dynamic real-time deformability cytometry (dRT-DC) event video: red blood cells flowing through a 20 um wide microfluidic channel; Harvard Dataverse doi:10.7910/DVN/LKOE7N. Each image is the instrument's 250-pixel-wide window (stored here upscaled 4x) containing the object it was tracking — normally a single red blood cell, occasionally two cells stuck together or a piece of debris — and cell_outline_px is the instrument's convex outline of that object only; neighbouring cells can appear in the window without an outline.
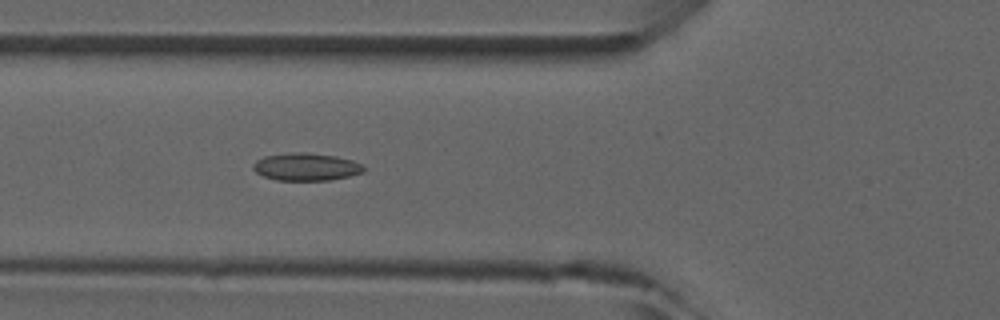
{"species": "common noctule bat (a hibernating species)", "species_latin": "Nyctalus noctula", "temperature_condition": "room temperature", "stored_images_in_passage": 6, "camera_frame_rate_fps": 3000, "um_per_image_px": 0.085, "animal": {"sex": "male", "forearm_length_mm": 52.5}, "frame": {"image": 1, "passage_image": 6, "time_ms": 5.667, "image_size_px": [1000, 320], "cell_outline_px": [[364, 172], [332, 180], [276, 180], [264, 176], [256, 172], [252, 168], [252, 164], [256, 160], [264, 156], [292, 152], [304, 152], [336, 156], [352, 160], [364, 164]], "centroid_in_image_um": [26.02, 14.17], "position_along_channel_um": 99.8, "area_um2": 17.86}}